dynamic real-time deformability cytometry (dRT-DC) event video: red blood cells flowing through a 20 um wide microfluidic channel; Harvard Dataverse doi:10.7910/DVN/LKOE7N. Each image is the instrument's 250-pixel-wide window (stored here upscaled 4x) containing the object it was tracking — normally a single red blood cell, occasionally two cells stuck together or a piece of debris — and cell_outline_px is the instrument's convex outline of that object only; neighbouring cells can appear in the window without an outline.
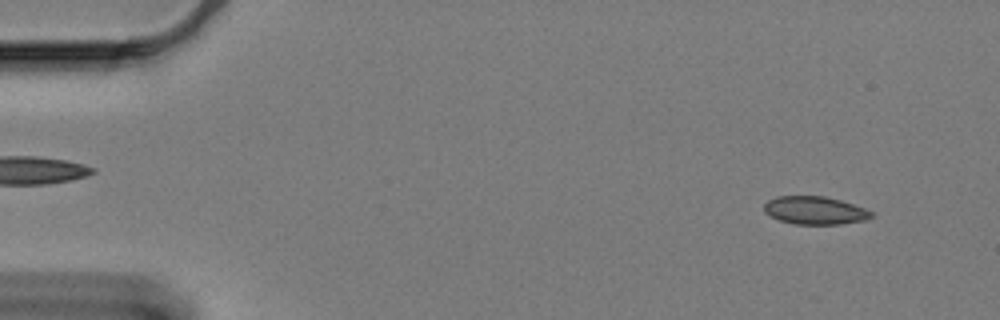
{"species": "Egyptian fruit bat (a non-hibernating species)", "species_latin": "Rousettus aegyptiacus", "temperature_condition": "cold", "stored_images_in_passage": 9, "camera_frame_rate_fps": 3000, "um_per_image_px": 0.085, "animal": {"sex": "female"}, "frame": {"image": 1, "passage_image": 2, "time_ms": 0.333, "image_size_px": [1000, 320], "cell_outline_px": [[876, 216], [864, 220], [840, 224], [796, 224], [780, 220], [764, 212], [764, 204], [768, 200], [776, 196], [824, 196], [840, 200], [876, 212]], "centroid_in_image_um": [69.3, 17.88], "position_along_channel_um": 15.7, "area_um2": 17.51}}